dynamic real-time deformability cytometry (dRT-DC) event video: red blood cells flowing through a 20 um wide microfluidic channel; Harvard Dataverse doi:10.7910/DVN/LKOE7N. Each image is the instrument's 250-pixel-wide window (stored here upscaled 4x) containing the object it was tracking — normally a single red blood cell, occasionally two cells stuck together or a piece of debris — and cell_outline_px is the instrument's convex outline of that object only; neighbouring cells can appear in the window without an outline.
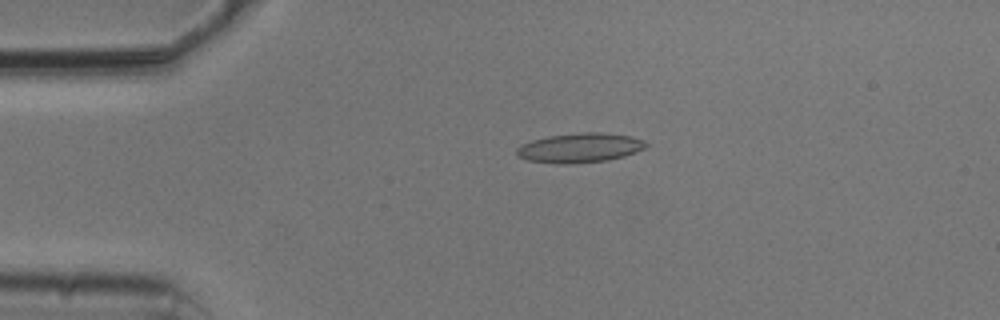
{"species": "common noctule bat (a hibernating species)", "species_latin": "Nyctalus noctula", "temperature_condition": "cold", "stored_images_in_passage": 53, "camera_frame_rate_fps": 3000, "um_per_image_px": 0.085, "animal": {"sex": "male", "body_mass_g": 20.5, "forearm_length_mm": 52.5}, "frame": {"image": 1, "passage_image": 11, "time_ms": 3.333, "image_size_px": [1000, 320], "cell_outline_px": [[648, 144], [644, 148], [636, 152], [624, 156], [608, 160], [572, 164], [556, 164], [528, 160], [516, 156], [516, 148], [520, 144], [532, 140], [548, 136], [580, 132], [600, 132], [632, 136], [644, 140]], "centroid_in_image_um": [49.26, 12.56], "position_along_channel_um": 35.7, "area_um2": 22.48}}
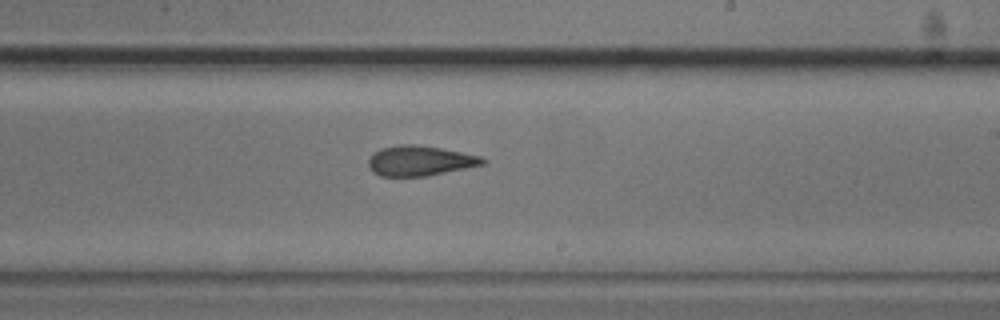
{"frame": {"image": 2, "passage_image": 31, "time_ms": 10.0, "image_size_px": [1000, 320], "cell_outline_px": [[484, 164], [428, 176], [380, 176], [372, 172], [368, 168], [368, 160], [376, 152], [384, 148], [400, 144], [416, 144], [440, 148], [480, 156], [484, 160]], "centroid_in_image_um": [35.66, 13.67], "position_along_channel_um": 253.3, "area_um2": 19.77}}
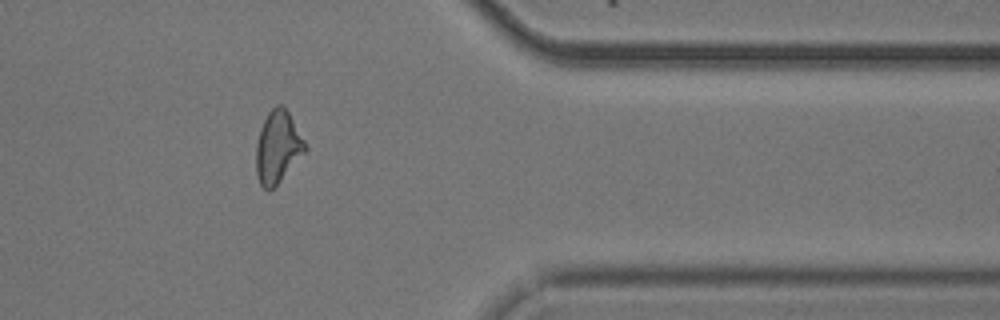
{"frame": {"image": 3, "passage_image": 43, "time_ms": 14.0, "image_size_px": [1000, 320], "cell_outline_px": [[308, 148], [280, 180], [268, 192], [260, 184], [256, 176], [256, 144], [260, 128], [268, 112], [276, 104], [280, 104], [288, 112], [304, 140]], "centroid_in_image_um": [23.58, 12.5], "position_along_channel_um": 387.8, "area_um2": 20.29}, "authors_computed_cell_mechanics": {"area_um2": 20.6924, "velocity_mm_per_s": 3.7797, "shape_relaxation_time_tau1_ms": null, "shape_relaxation_time_tau2_ms": 4.3262, "deformation_change_tau1": null, "deformation_change_tau2": 0.1412}}